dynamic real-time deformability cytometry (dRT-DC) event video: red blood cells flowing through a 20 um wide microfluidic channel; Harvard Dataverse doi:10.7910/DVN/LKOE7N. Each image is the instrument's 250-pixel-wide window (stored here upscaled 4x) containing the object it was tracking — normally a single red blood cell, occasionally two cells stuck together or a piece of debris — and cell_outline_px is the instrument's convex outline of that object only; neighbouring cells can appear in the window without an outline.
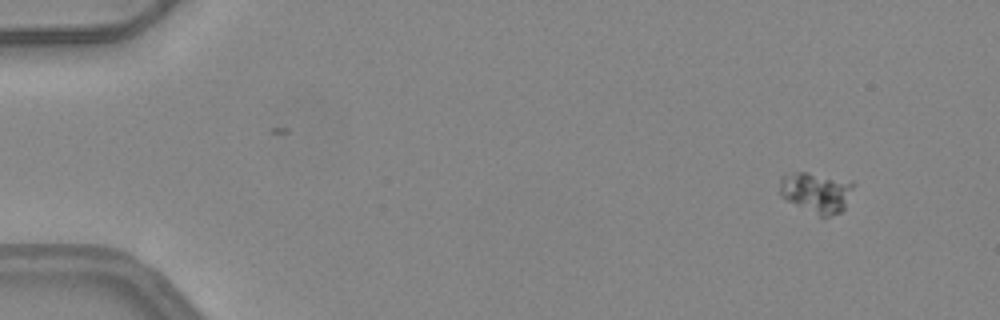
{"species": "common noctule bat (a hibernating species)", "species_latin": "Nyctalus noctula", "temperature_condition": "warm", "stored_images_in_passage": 52, "camera_frame_rate_fps": 3000, "um_per_image_px": 0.085, "animal": {"sex": "female", "body_mass_g": 24.6, "forearm_length_mm": 56.2}, "frame": {"image": 1, "passage_image": 6, "time_ms": 1.667, "image_size_px": [1000, 320], "cell_outline_px": [[856, 184], [844, 208], [840, 212], [828, 216], [820, 216], [784, 200], [780, 196], [780, 176], [784, 172], [808, 172], [852, 180]], "centroid_in_image_um": [69.37, 16.32], "position_along_channel_um": 15.6, "area_um2": 17.86}}
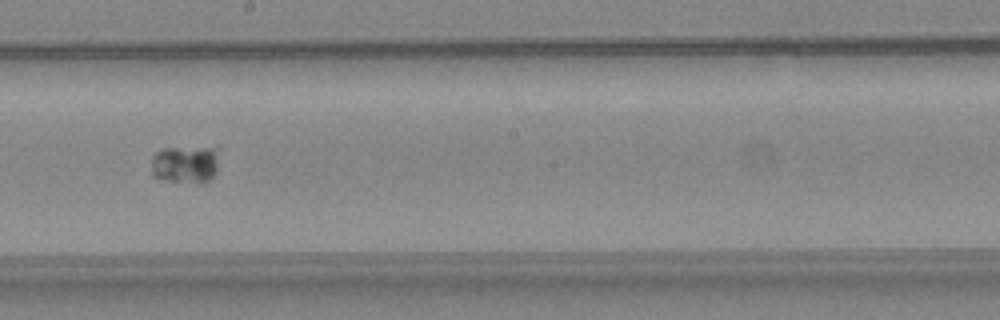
{"frame": {"image": 2, "passage_image": 31, "time_ms": 10.0, "image_size_px": [1000, 320], "cell_outline_px": [[220, 148], [216, 172], [204, 184], [200, 184], [160, 180], [152, 176], [152, 156], [156, 152], [164, 148], [220, 144]], "centroid_in_image_um": [15.83, 13.92], "position_along_channel_um": 232.4, "area_um2": 16.07}}
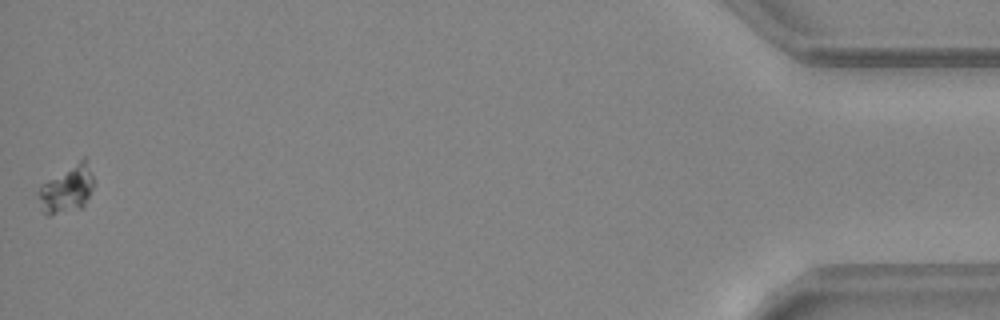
{"frame": {"image": 3, "passage_image": 52, "time_ms": 17.0, "image_size_px": [1000, 320], "cell_outline_px": [[96, 184], [84, 204], [80, 208], [52, 216], [44, 216], [36, 196], [36, 192], [40, 184], [84, 156]], "centroid_in_image_um": [5.64, 16.09], "position_along_channel_um": 429.6, "area_um2": 15.84}}